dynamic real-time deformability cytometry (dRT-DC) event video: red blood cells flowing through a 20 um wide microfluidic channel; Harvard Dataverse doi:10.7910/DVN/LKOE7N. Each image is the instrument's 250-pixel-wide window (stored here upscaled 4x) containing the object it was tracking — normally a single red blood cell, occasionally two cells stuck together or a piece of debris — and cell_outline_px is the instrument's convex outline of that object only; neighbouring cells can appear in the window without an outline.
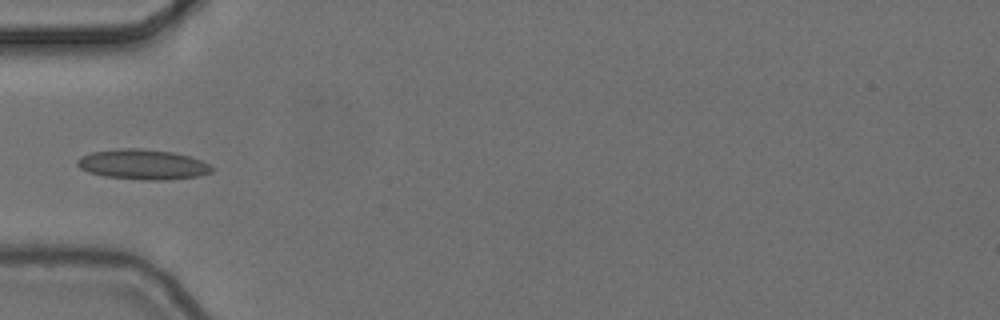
{"species": "common noctule bat (a hibernating species)", "species_latin": "Nyctalus noctula", "temperature_condition": "cold", "stored_images_in_passage": 2, "camera_frame_rate_fps": 3000, "um_per_image_px": 0.085, "animal": {"sex": "female", "body_mass_g": 24.6, "forearm_length_mm": 56.2}, "frame": {"image": 1, "passage_image": 2, "time_ms": 0.333, "image_size_px": [1000, 320], "cell_outline_px": [[212, 172], [200, 176], [164, 180], [144, 180], [104, 176], [88, 172], [80, 168], [76, 164], [76, 160], [80, 156], [92, 152], [124, 148], [136, 148], [172, 152], [188, 156], [200, 160], [208, 164], [212, 168]], "centroid_in_image_um": [12.11, 13.98], "position_along_channel_um": 72.9, "area_um2": 23.47}}